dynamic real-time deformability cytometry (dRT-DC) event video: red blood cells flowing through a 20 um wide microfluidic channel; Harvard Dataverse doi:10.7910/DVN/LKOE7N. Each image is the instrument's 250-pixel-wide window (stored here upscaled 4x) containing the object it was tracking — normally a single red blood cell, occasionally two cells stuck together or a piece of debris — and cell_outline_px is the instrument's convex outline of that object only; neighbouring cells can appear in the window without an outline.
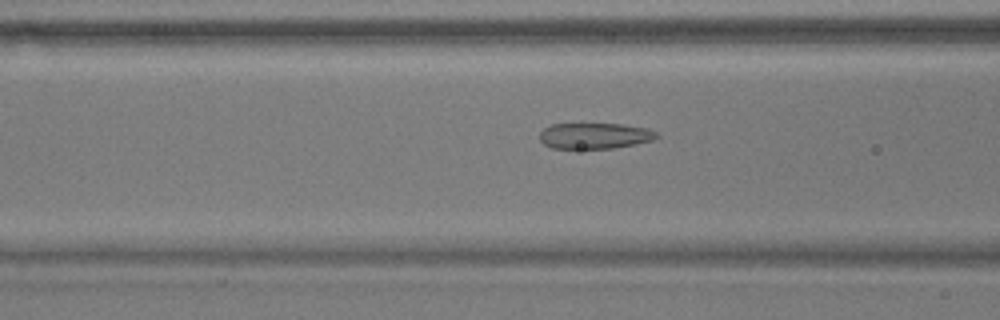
{"species": "common noctule bat (a hibernating species)", "species_latin": "Nyctalus noctula", "temperature_condition": "warm", "stored_images_in_passage": 44, "camera_frame_rate_fps": 3000, "um_per_image_px": 0.085, "animal": {"sex": "male", "body_mass_g": 17.9}, "frame": {"image": 1, "passage_image": 10, "time_ms": 3.0, "image_size_px": [1000, 320], "cell_outline_px": [[660, 136], [652, 140], [612, 148], [552, 148], [544, 144], [540, 140], [540, 132], [544, 128], [552, 124], [624, 124], [648, 128], [656, 132]], "centroid_in_image_um": [50.55, 11.53], "position_along_channel_um": 116.1, "area_um2": 17.51}}
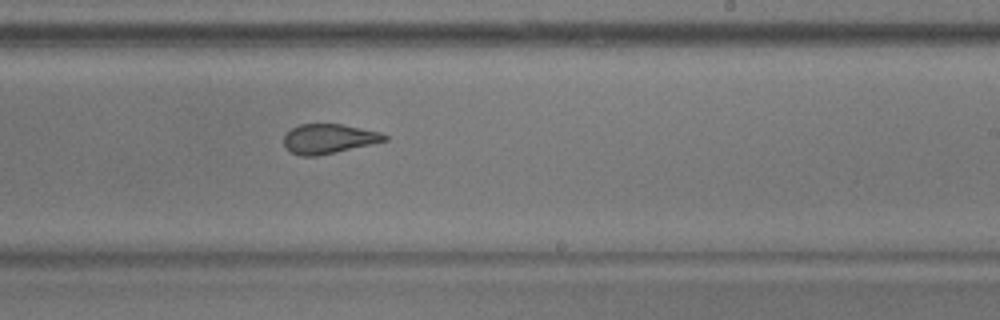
{"frame": {"image": 2, "passage_image": 22, "time_ms": 7.0, "image_size_px": [1000, 320], "cell_outline_px": [[388, 140], [372, 144], [336, 152], [316, 156], [300, 156], [292, 152], [284, 144], [284, 136], [292, 128], [300, 124], [340, 124], [380, 132], [388, 136]], "centroid_in_image_um": [27.95, 11.79], "position_along_channel_um": 261.0, "area_um2": 17.17}}
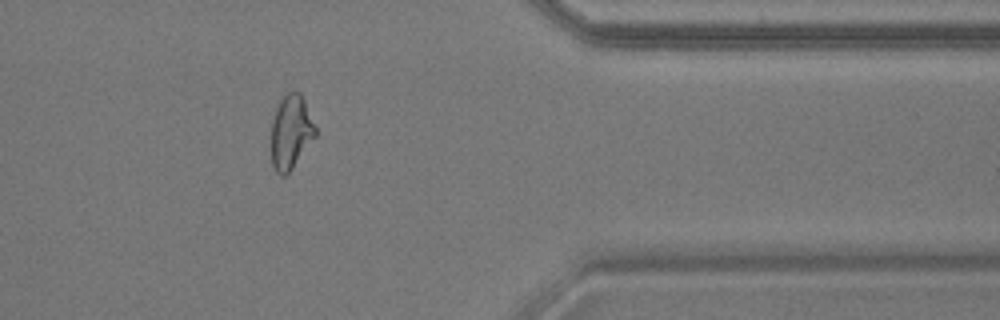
{"frame": {"image": 3, "passage_image": 34, "time_ms": 11.0, "image_size_px": [1000, 320], "cell_outline_px": [[316, 136], [292, 168], [284, 176], [280, 176], [276, 172], [272, 164], [272, 120], [276, 104], [288, 92], [300, 92], [304, 100], [316, 128]], "centroid_in_image_um": [24.72, 11.22], "position_along_channel_um": 386.7, "area_um2": 18.9}, "authors_computed_cell_mechanics": {"area_um2": 18.8717, "velocity_mm_per_s": 3.6184, "shape_relaxation_time_tau1_ms": null, "shape_relaxation_time_tau2_ms": 1.6121, "deformation_change_tau1": null, "deformation_change_tau2": 0.0852}}